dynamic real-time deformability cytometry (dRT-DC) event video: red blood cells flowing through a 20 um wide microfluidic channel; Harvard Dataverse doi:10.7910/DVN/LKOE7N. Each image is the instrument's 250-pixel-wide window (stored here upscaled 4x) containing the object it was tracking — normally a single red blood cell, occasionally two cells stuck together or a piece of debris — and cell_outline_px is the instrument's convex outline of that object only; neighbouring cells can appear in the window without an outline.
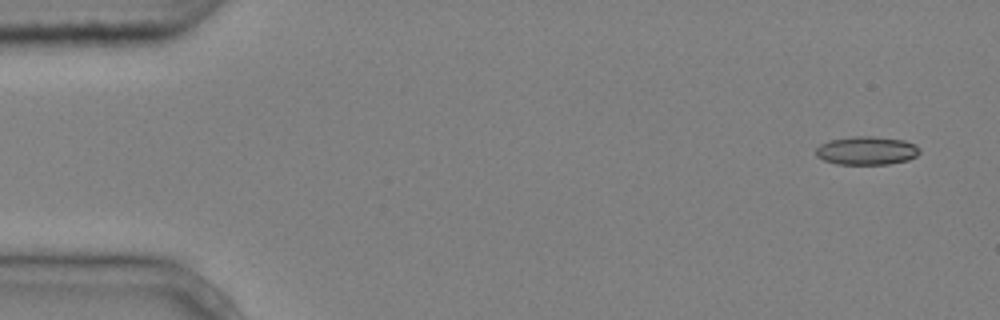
{"species": "common noctule bat (a hibernating species)", "species_latin": "Nyctalus noctula", "temperature_condition": "cold", "stored_images_in_passage": 4, "camera_frame_rate_fps": 3000, "um_per_image_px": 0.085, "animal": {"sex": "male", "body_mass_g": 20.4}, "frame": {"image": 1, "passage_image": 1, "time_ms": 0.0, "image_size_px": [1000, 320], "cell_outline_px": [[920, 152], [916, 156], [908, 160], [888, 164], [836, 164], [824, 160], [816, 156], [816, 148], [820, 144], [828, 140], [852, 136], [872, 136], [904, 140], [920, 148]], "centroid_in_image_um": [73.64, 12.8], "position_along_channel_um": 11.4, "area_um2": 17.22}}